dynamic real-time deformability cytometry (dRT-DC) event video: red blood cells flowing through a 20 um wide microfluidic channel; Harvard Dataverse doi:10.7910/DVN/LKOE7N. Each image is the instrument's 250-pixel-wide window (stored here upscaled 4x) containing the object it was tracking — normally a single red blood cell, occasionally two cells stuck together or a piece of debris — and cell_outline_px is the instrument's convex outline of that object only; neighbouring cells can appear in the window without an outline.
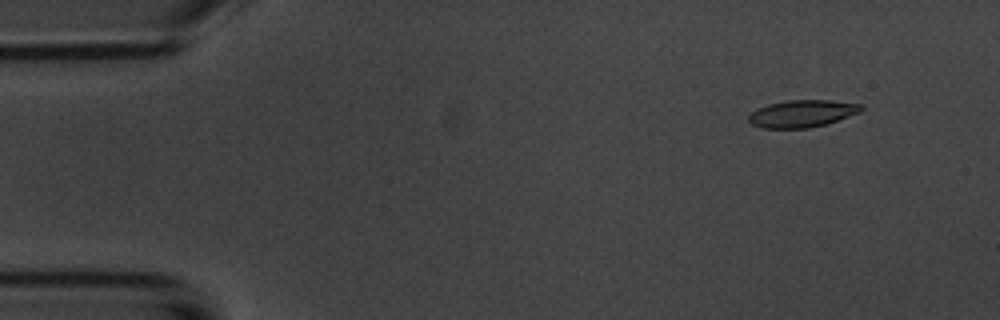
{"species": "common noctule bat (a hibernating species)", "species_latin": "Nyctalus noctula", "temperature_condition": "room temperature", "stored_images_in_passage": 54, "camera_frame_rate_fps": 3000, "um_per_image_px": 0.085, "animal": {"sex": "male", "body_mass_g": 20.1, "forearm_length_mm": 53.5}, "frame": {"image": 1, "passage_image": 5, "time_ms": 1.333, "image_size_px": [1000, 320], "cell_outline_px": [[864, 108], [860, 112], [824, 124], [808, 128], [760, 128], [752, 124], [748, 120], [748, 116], [756, 108], [768, 104], [788, 100], [828, 100], [860, 104]], "centroid_in_image_um": [68.13, 9.65], "position_along_channel_um": 16.9, "area_um2": 17.69}}
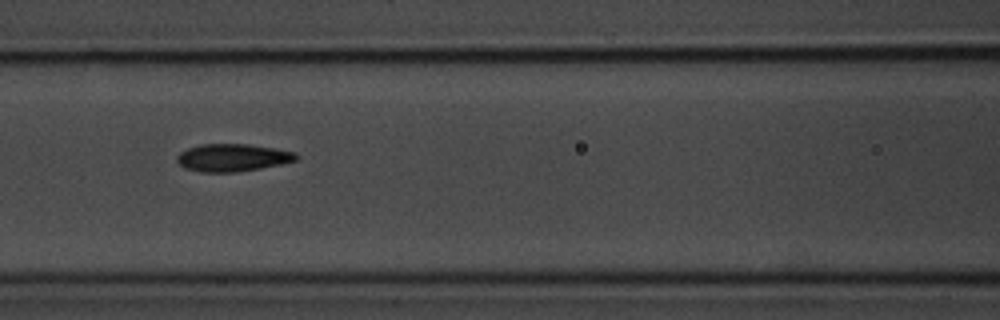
{"frame": {"image": 2, "passage_image": 23, "time_ms": 7.333, "image_size_px": [1000, 320], "cell_outline_px": [[300, 156], [296, 160], [280, 164], [260, 168], [236, 172], [200, 172], [184, 168], [176, 160], [176, 156], [180, 152], [188, 148], [200, 144], [248, 144], [276, 148], [296, 152]], "centroid_in_image_um": [19.77, 13.39], "position_along_channel_um": 146.8, "area_um2": 19.25}}
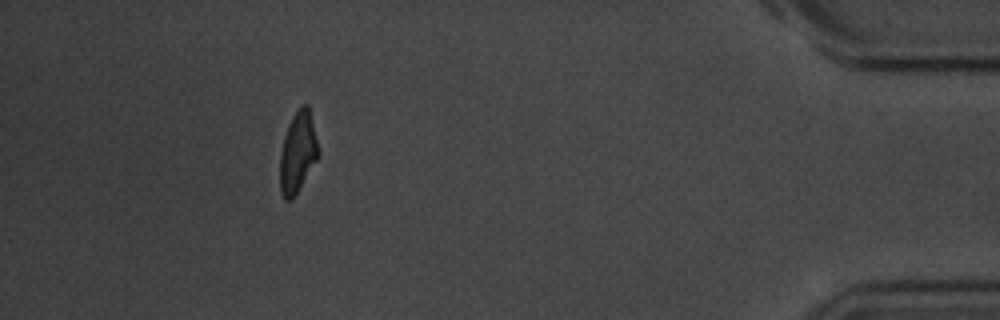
{"frame": {"image": 3, "passage_image": 49, "time_ms": 16.0, "image_size_px": [1000, 320], "cell_outline_px": [[320, 156], [292, 200], [284, 200], [280, 192], [280, 156], [284, 136], [288, 124], [292, 116], [300, 104], [308, 104], [320, 152]], "centroid_in_image_um": [25.32, 12.94], "position_along_channel_um": 409.9, "area_um2": 18.32}, "authors_computed_cell_mechanics": {"area_um2": 18.6694, "velocity_mm_per_s": 3.7035, "shape_relaxation_time_tau1_ms": 3.7906, "shape_relaxation_time_tau2_ms": 2.1523, "deformation_change_tau1": 0.16, "deformation_change_tau2": 0.0928}}